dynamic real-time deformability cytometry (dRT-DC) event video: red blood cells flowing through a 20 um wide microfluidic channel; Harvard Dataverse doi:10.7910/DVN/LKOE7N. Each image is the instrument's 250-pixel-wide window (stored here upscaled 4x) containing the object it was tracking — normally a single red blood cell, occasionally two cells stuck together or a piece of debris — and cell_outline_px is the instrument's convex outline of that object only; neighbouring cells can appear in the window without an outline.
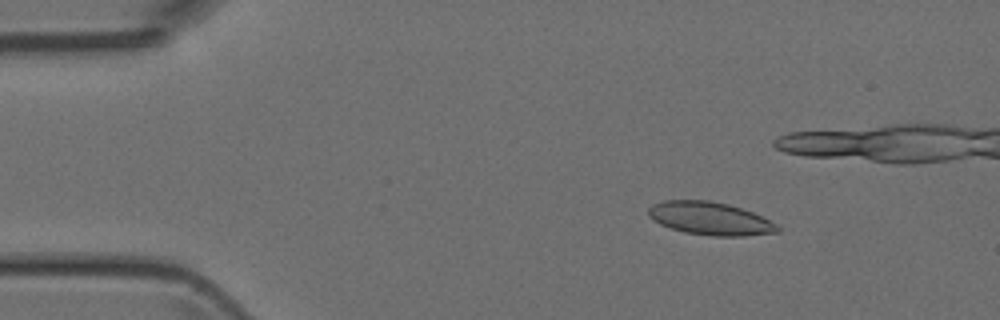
{"species": "Egyptian fruit bat (a non-hibernating species)", "species_latin": "Rousettus aegyptiacus", "temperature_condition": "room temperature", "stored_images_in_passage": 6, "camera_frame_rate_fps": 3000, "um_per_image_px": 0.085, "animal": {"sex": "female"}, "frame": {"image": 1, "passage_image": 3, "time_ms": 2.333, "image_size_px": [1000, 320], "cell_outline_px": [[780, 232], [744, 236], [712, 236], [684, 232], [660, 224], [652, 220], [648, 216], [648, 208], [652, 204], [664, 200], [708, 200], [728, 204], [752, 212], [776, 224], [780, 228]], "centroid_in_image_um": [60.33, 18.57], "position_along_channel_um": 24.7, "area_um2": 24.8}}